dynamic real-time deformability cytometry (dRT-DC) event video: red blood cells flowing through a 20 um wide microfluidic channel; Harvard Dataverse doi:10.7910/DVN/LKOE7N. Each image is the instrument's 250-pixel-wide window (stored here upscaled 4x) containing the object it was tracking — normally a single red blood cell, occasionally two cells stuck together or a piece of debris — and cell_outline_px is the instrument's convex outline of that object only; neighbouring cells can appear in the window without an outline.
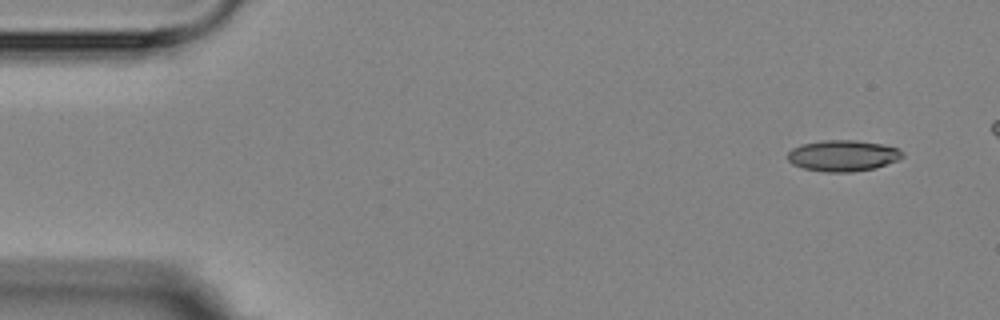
{"species": "Egyptian fruit bat (a non-hibernating species)", "species_latin": "Rousettus aegyptiacus", "temperature_condition": "room temperature", "stored_images_in_passage": 6, "camera_frame_rate_fps": 3000, "um_per_image_px": 0.085, "animal": {"sex": "female"}, "frame": {"image": 1, "passage_image": 1, "time_ms": 0.0, "image_size_px": [1000, 320], "cell_outline_px": [[904, 156], [896, 160], [876, 168], [852, 172], [824, 172], [804, 168], [792, 164], [788, 160], [788, 152], [792, 148], [800, 144], [820, 140], [856, 140], [880, 144], [896, 148], [904, 152]], "centroid_in_image_um": [71.61, 13.23], "position_along_channel_um": 13.4, "area_um2": 20.87}}
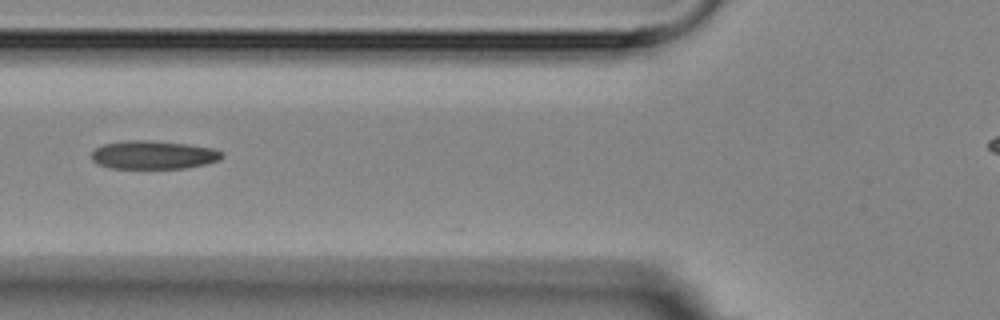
{"frame": {"image": 2, "passage_image": 6, "time_ms": 5.667, "image_size_px": [1000, 320], "cell_outline_px": [[224, 156], [220, 160], [204, 164], [184, 168], [108, 168], [96, 164], [92, 160], [92, 152], [96, 148], [104, 144], [128, 140], [148, 140], [188, 144], [212, 148], [224, 152]], "centroid_in_image_um": [13.04, 13.17], "position_along_channel_um": 112.8, "area_um2": 21.62}}